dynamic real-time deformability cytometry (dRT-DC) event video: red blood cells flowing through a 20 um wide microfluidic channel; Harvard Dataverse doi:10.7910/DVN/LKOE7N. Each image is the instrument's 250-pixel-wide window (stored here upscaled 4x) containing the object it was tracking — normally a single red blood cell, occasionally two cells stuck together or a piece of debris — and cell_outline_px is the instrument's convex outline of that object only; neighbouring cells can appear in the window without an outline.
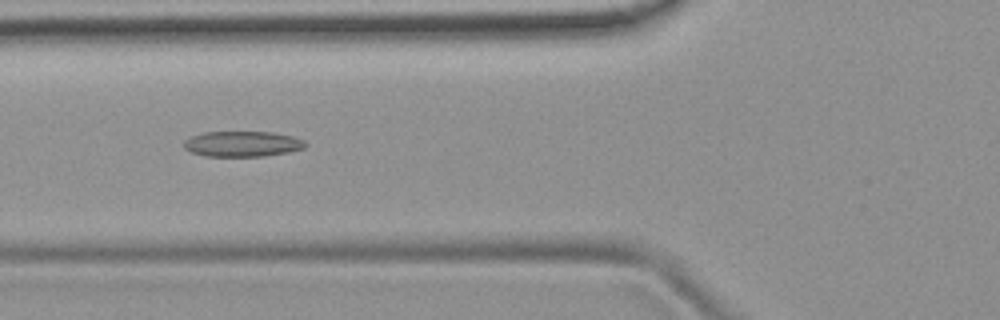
{"species": "common noctule bat (a hibernating species)", "species_latin": "Nyctalus noctula", "temperature_condition": "room temperature", "stored_images_in_passage": 39, "camera_frame_rate_fps": 3000, "um_per_image_px": 0.085, "animal": {"sex": "female", "body_mass_g": 19.9}, "frame": {"image": 1, "passage_image": 6, "time_ms": 1.667, "image_size_px": [1000, 320], "cell_outline_px": [[308, 144], [304, 148], [288, 152], [264, 156], [204, 156], [192, 152], [184, 148], [184, 140], [192, 136], [204, 132], [272, 132], [292, 136], [304, 140]], "centroid_in_image_um": [20.61, 12.23], "position_along_channel_um": 105.2, "area_um2": 18.03}}
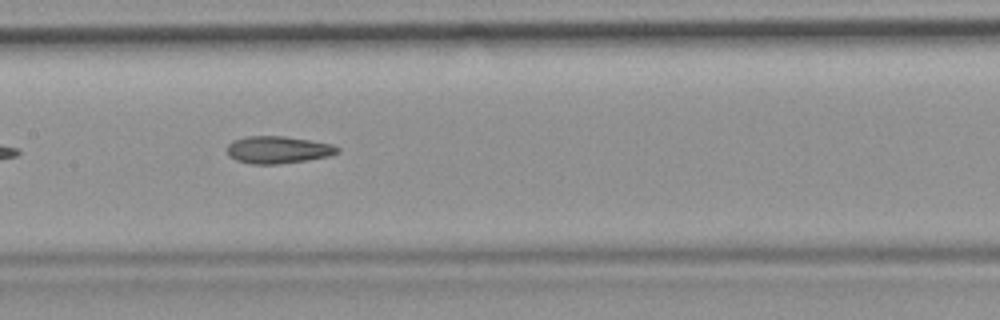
{"frame": {"image": 2, "passage_image": 12, "time_ms": 3.667, "image_size_px": [1000, 320], "cell_outline_px": [[340, 152], [328, 156], [280, 164], [252, 164], [236, 160], [228, 156], [228, 144], [232, 140], [248, 136], [284, 136], [332, 144], [340, 148]], "centroid_in_image_um": [23.61, 12.73], "position_along_channel_um": 183.8, "area_um2": 17.46}, "authors_computed_cell_mechanics": {"area_um2": 17.6868, "velocity_mm_per_s": 3.918, "shape_relaxation_time_tau1_ms": null, "shape_relaxation_time_tau2_ms": 3.218, "deformation_change_tau1": null, "deformation_change_tau2": 0.1225}}